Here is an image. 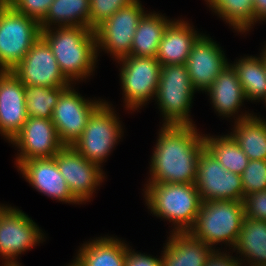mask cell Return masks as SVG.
Masks as SVG:
<instances>
[{
    "mask_svg": "<svg viewBox=\"0 0 266 266\" xmlns=\"http://www.w3.org/2000/svg\"><path fill=\"white\" fill-rule=\"evenodd\" d=\"M155 146L149 182L195 183L205 144L194 125H163Z\"/></svg>",
    "mask_w": 266,
    "mask_h": 266,
    "instance_id": "obj_1",
    "label": "cell"
},
{
    "mask_svg": "<svg viewBox=\"0 0 266 266\" xmlns=\"http://www.w3.org/2000/svg\"><path fill=\"white\" fill-rule=\"evenodd\" d=\"M41 36L51 47L61 72L69 82L73 79L83 80L93 72L97 60L94 30L65 26L53 32L47 28L41 29Z\"/></svg>",
    "mask_w": 266,
    "mask_h": 266,
    "instance_id": "obj_2",
    "label": "cell"
},
{
    "mask_svg": "<svg viewBox=\"0 0 266 266\" xmlns=\"http://www.w3.org/2000/svg\"><path fill=\"white\" fill-rule=\"evenodd\" d=\"M146 186L148 208L156 216L177 224L174 232H188L194 226L202 203L195 183L148 182Z\"/></svg>",
    "mask_w": 266,
    "mask_h": 266,
    "instance_id": "obj_3",
    "label": "cell"
},
{
    "mask_svg": "<svg viewBox=\"0 0 266 266\" xmlns=\"http://www.w3.org/2000/svg\"><path fill=\"white\" fill-rule=\"evenodd\" d=\"M244 218L243 201H203L195 224L188 232L210 247L220 242L234 247Z\"/></svg>",
    "mask_w": 266,
    "mask_h": 266,
    "instance_id": "obj_4",
    "label": "cell"
},
{
    "mask_svg": "<svg viewBox=\"0 0 266 266\" xmlns=\"http://www.w3.org/2000/svg\"><path fill=\"white\" fill-rule=\"evenodd\" d=\"M40 37L37 20L4 2L0 6V71L12 70Z\"/></svg>",
    "mask_w": 266,
    "mask_h": 266,
    "instance_id": "obj_5",
    "label": "cell"
},
{
    "mask_svg": "<svg viewBox=\"0 0 266 266\" xmlns=\"http://www.w3.org/2000/svg\"><path fill=\"white\" fill-rule=\"evenodd\" d=\"M194 92L186 64L161 66L155 96L164 115L163 125H194L188 114Z\"/></svg>",
    "mask_w": 266,
    "mask_h": 266,
    "instance_id": "obj_6",
    "label": "cell"
},
{
    "mask_svg": "<svg viewBox=\"0 0 266 266\" xmlns=\"http://www.w3.org/2000/svg\"><path fill=\"white\" fill-rule=\"evenodd\" d=\"M119 122L111 106L104 102L91 115L82 135L72 147L87 161L100 166L121 138Z\"/></svg>",
    "mask_w": 266,
    "mask_h": 266,
    "instance_id": "obj_7",
    "label": "cell"
},
{
    "mask_svg": "<svg viewBox=\"0 0 266 266\" xmlns=\"http://www.w3.org/2000/svg\"><path fill=\"white\" fill-rule=\"evenodd\" d=\"M120 72L127 108L136 109L156 95L161 64L155 57L126 56Z\"/></svg>",
    "mask_w": 266,
    "mask_h": 266,
    "instance_id": "obj_8",
    "label": "cell"
},
{
    "mask_svg": "<svg viewBox=\"0 0 266 266\" xmlns=\"http://www.w3.org/2000/svg\"><path fill=\"white\" fill-rule=\"evenodd\" d=\"M201 201H244L241 175L226 170L205 148L198 160L195 181Z\"/></svg>",
    "mask_w": 266,
    "mask_h": 266,
    "instance_id": "obj_9",
    "label": "cell"
},
{
    "mask_svg": "<svg viewBox=\"0 0 266 266\" xmlns=\"http://www.w3.org/2000/svg\"><path fill=\"white\" fill-rule=\"evenodd\" d=\"M144 14L139 0L116 11L94 30L97 51L103 47L117 60L129 56L136 28Z\"/></svg>",
    "mask_w": 266,
    "mask_h": 266,
    "instance_id": "obj_10",
    "label": "cell"
},
{
    "mask_svg": "<svg viewBox=\"0 0 266 266\" xmlns=\"http://www.w3.org/2000/svg\"><path fill=\"white\" fill-rule=\"evenodd\" d=\"M103 103L85 100L70 86L61 92L51 120L64 146H72L80 138L89 118Z\"/></svg>",
    "mask_w": 266,
    "mask_h": 266,
    "instance_id": "obj_11",
    "label": "cell"
},
{
    "mask_svg": "<svg viewBox=\"0 0 266 266\" xmlns=\"http://www.w3.org/2000/svg\"><path fill=\"white\" fill-rule=\"evenodd\" d=\"M25 86L68 87L52 49L41 36L24 58L10 70Z\"/></svg>",
    "mask_w": 266,
    "mask_h": 266,
    "instance_id": "obj_12",
    "label": "cell"
},
{
    "mask_svg": "<svg viewBox=\"0 0 266 266\" xmlns=\"http://www.w3.org/2000/svg\"><path fill=\"white\" fill-rule=\"evenodd\" d=\"M43 236L21 210L0 205V254L7 260L5 263H18V255L41 242Z\"/></svg>",
    "mask_w": 266,
    "mask_h": 266,
    "instance_id": "obj_13",
    "label": "cell"
},
{
    "mask_svg": "<svg viewBox=\"0 0 266 266\" xmlns=\"http://www.w3.org/2000/svg\"><path fill=\"white\" fill-rule=\"evenodd\" d=\"M21 150L17 167L32 159L53 158L63 147L51 119L28 117L11 141Z\"/></svg>",
    "mask_w": 266,
    "mask_h": 266,
    "instance_id": "obj_14",
    "label": "cell"
},
{
    "mask_svg": "<svg viewBox=\"0 0 266 266\" xmlns=\"http://www.w3.org/2000/svg\"><path fill=\"white\" fill-rule=\"evenodd\" d=\"M54 158L72 195L80 203L90 199L104 178L101 166L87 161L72 146H64Z\"/></svg>",
    "mask_w": 266,
    "mask_h": 266,
    "instance_id": "obj_15",
    "label": "cell"
},
{
    "mask_svg": "<svg viewBox=\"0 0 266 266\" xmlns=\"http://www.w3.org/2000/svg\"><path fill=\"white\" fill-rule=\"evenodd\" d=\"M25 102V85L11 71H0V133L9 142L28 118Z\"/></svg>",
    "mask_w": 266,
    "mask_h": 266,
    "instance_id": "obj_16",
    "label": "cell"
},
{
    "mask_svg": "<svg viewBox=\"0 0 266 266\" xmlns=\"http://www.w3.org/2000/svg\"><path fill=\"white\" fill-rule=\"evenodd\" d=\"M222 52L220 47L206 35H201L193 44L185 64L195 90L206 92L228 65Z\"/></svg>",
    "mask_w": 266,
    "mask_h": 266,
    "instance_id": "obj_17",
    "label": "cell"
},
{
    "mask_svg": "<svg viewBox=\"0 0 266 266\" xmlns=\"http://www.w3.org/2000/svg\"><path fill=\"white\" fill-rule=\"evenodd\" d=\"M18 169L29 184L44 195L65 203H79L70 192L54 157L27 160Z\"/></svg>",
    "mask_w": 266,
    "mask_h": 266,
    "instance_id": "obj_18",
    "label": "cell"
},
{
    "mask_svg": "<svg viewBox=\"0 0 266 266\" xmlns=\"http://www.w3.org/2000/svg\"><path fill=\"white\" fill-rule=\"evenodd\" d=\"M201 34L185 21H171L158 46L157 61L163 65L185 64L193 44Z\"/></svg>",
    "mask_w": 266,
    "mask_h": 266,
    "instance_id": "obj_19",
    "label": "cell"
},
{
    "mask_svg": "<svg viewBox=\"0 0 266 266\" xmlns=\"http://www.w3.org/2000/svg\"><path fill=\"white\" fill-rule=\"evenodd\" d=\"M163 251V266H205L212 247L189 232H172Z\"/></svg>",
    "mask_w": 266,
    "mask_h": 266,
    "instance_id": "obj_20",
    "label": "cell"
},
{
    "mask_svg": "<svg viewBox=\"0 0 266 266\" xmlns=\"http://www.w3.org/2000/svg\"><path fill=\"white\" fill-rule=\"evenodd\" d=\"M210 94L213 107L224 117H230L246 100L243 87L232 65L228 64L206 90Z\"/></svg>",
    "mask_w": 266,
    "mask_h": 266,
    "instance_id": "obj_21",
    "label": "cell"
},
{
    "mask_svg": "<svg viewBox=\"0 0 266 266\" xmlns=\"http://www.w3.org/2000/svg\"><path fill=\"white\" fill-rule=\"evenodd\" d=\"M240 116L230 135L249 160H266V121L249 113Z\"/></svg>",
    "mask_w": 266,
    "mask_h": 266,
    "instance_id": "obj_22",
    "label": "cell"
},
{
    "mask_svg": "<svg viewBox=\"0 0 266 266\" xmlns=\"http://www.w3.org/2000/svg\"><path fill=\"white\" fill-rule=\"evenodd\" d=\"M114 237L83 244L76 260L81 266H125L127 245Z\"/></svg>",
    "mask_w": 266,
    "mask_h": 266,
    "instance_id": "obj_23",
    "label": "cell"
},
{
    "mask_svg": "<svg viewBox=\"0 0 266 266\" xmlns=\"http://www.w3.org/2000/svg\"><path fill=\"white\" fill-rule=\"evenodd\" d=\"M171 21L156 13L144 14L136 28L130 55L157 57L163 33Z\"/></svg>",
    "mask_w": 266,
    "mask_h": 266,
    "instance_id": "obj_24",
    "label": "cell"
},
{
    "mask_svg": "<svg viewBox=\"0 0 266 266\" xmlns=\"http://www.w3.org/2000/svg\"><path fill=\"white\" fill-rule=\"evenodd\" d=\"M52 23H58L59 27L90 28V0H54L40 22V27L51 28Z\"/></svg>",
    "mask_w": 266,
    "mask_h": 266,
    "instance_id": "obj_25",
    "label": "cell"
},
{
    "mask_svg": "<svg viewBox=\"0 0 266 266\" xmlns=\"http://www.w3.org/2000/svg\"><path fill=\"white\" fill-rule=\"evenodd\" d=\"M234 248L251 266H266V221L245 217Z\"/></svg>",
    "mask_w": 266,
    "mask_h": 266,
    "instance_id": "obj_26",
    "label": "cell"
},
{
    "mask_svg": "<svg viewBox=\"0 0 266 266\" xmlns=\"http://www.w3.org/2000/svg\"><path fill=\"white\" fill-rule=\"evenodd\" d=\"M232 67L238 75L246 100L266 99V63L263 54L261 58L250 56L239 59Z\"/></svg>",
    "mask_w": 266,
    "mask_h": 266,
    "instance_id": "obj_27",
    "label": "cell"
},
{
    "mask_svg": "<svg viewBox=\"0 0 266 266\" xmlns=\"http://www.w3.org/2000/svg\"><path fill=\"white\" fill-rule=\"evenodd\" d=\"M204 144L226 170L241 175L247 167L249 159L231 135L204 136Z\"/></svg>",
    "mask_w": 266,
    "mask_h": 266,
    "instance_id": "obj_28",
    "label": "cell"
},
{
    "mask_svg": "<svg viewBox=\"0 0 266 266\" xmlns=\"http://www.w3.org/2000/svg\"><path fill=\"white\" fill-rule=\"evenodd\" d=\"M220 17L237 31L245 32L255 22L253 0H207Z\"/></svg>",
    "mask_w": 266,
    "mask_h": 266,
    "instance_id": "obj_29",
    "label": "cell"
},
{
    "mask_svg": "<svg viewBox=\"0 0 266 266\" xmlns=\"http://www.w3.org/2000/svg\"><path fill=\"white\" fill-rule=\"evenodd\" d=\"M65 88L25 86L27 116L52 119L54 107Z\"/></svg>",
    "mask_w": 266,
    "mask_h": 266,
    "instance_id": "obj_30",
    "label": "cell"
},
{
    "mask_svg": "<svg viewBox=\"0 0 266 266\" xmlns=\"http://www.w3.org/2000/svg\"><path fill=\"white\" fill-rule=\"evenodd\" d=\"M241 179L244 198L250 193L266 190V160H249Z\"/></svg>",
    "mask_w": 266,
    "mask_h": 266,
    "instance_id": "obj_31",
    "label": "cell"
},
{
    "mask_svg": "<svg viewBox=\"0 0 266 266\" xmlns=\"http://www.w3.org/2000/svg\"><path fill=\"white\" fill-rule=\"evenodd\" d=\"M135 0H90V29L95 30L116 11Z\"/></svg>",
    "mask_w": 266,
    "mask_h": 266,
    "instance_id": "obj_32",
    "label": "cell"
},
{
    "mask_svg": "<svg viewBox=\"0 0 266 266\" xmlns=\"http://www.w3.org/2000/svg\"><path fill=\"white\" fill-rule=\"evenodd\" d=\"M53 1L54 0H5V2L17 12L35 19L39 23L46 16Z\"/></svg>",
    "mask_w": 266,
    "mask_h": 266,
    "instance_id": "obj_33",
    "label": "cell"
},
{
    "mask_svg": "<svg viewBox=\"0 0 266 266\" xmlns=\"http://www.w3.org/2000/svg\"><path fill=\"white\" fill-rule=\"evenodd\" d=\"M243 203L246 218L266 221V190L246 195Z\"/></svg>",
    "mask_w": 266,
    "mask_h": 266,
    "instance_id": "obj_34",
    "label": "cell"
},
{
    "mask_svg": "<svg viewBox=\"0 0 266 266\" xmlns=\"http://www.w3.org/2000/svg\"><path fill=\"white\" fill-rule=\"evenodd\" d=\"M125 266H163L162 258L136 253L127 247Z\"/></svg>",
    "mask_w": 266,
    "mask_h": 266,
    "instance_id": "obj_35",
    "label": "cell"
},
{
    "mask_svg": "<svg viewBox=\"0 0 266 266\" xmlns=\"http://www.w3.org/2000/svg\"><path fill=\"white\" fill-rule=\"evenodd\" d=\"M214 251L210 255L205 266H241L242 263L238 259H234L232 256H228L226 253Z\"/></svg>",
    "mask_w": 266,
    "mask_h": 266,
    "instance_id": "obj_36",
    "label": "cell"
},
{
    "mask_svg": "<svg viewBox=\"0 0 266 266\" xmlns=\"http://www.w3.org/2000/svg\"><path fill=\"white\" fill-rule=\"evenodd\" d=\"M255 22L266 20V0H253Z\"/></svg>",
    "mask_w": 266,
    "mask_h": 266,
    "instance_id": "obj_37",
    "label": "cell"
},
{
    "mask_svg": "<svg viewBox=\"0 0 266 266\" xmlns=\"http://www.w3.org/2000/svg\"><path fill=\"white\" fill-rule=\"evenodd\" d=\"M5 265L4 266H20L19 263H4Z\"/></svg>",
    "mask_w": 266,
    "mask_h": 266,
    "instance_id": "obj_38",
    "label": "cell"
},
{
    "mask_svg": "<svg viewBox=\"0 0 266 266\" xmlns=\"http://www.w3.org/2000/svg\"><path fill=\"white\" fill-rule=\"evenodd\" d=\"M69 266H81L77 260L73 261V263Z\"/></svg>",
    "mask_w": 266,
    "mask_h": 266,
    "instance_id": "obj_39",
    "label": "cell"
},
{
    "mask_svg": "<svg viewBox=\"0 0 266 266\" xmlns=\"http://www.w3.org/2000/svg\"><path fill=\"white\" fill-rule=\"evenodd\" d=\"M265 51H263V53H261V54H263V56H264V58H265V63H266V46H265V49H264Z\"/></svg>",
    "mask_w": 266,
    "mask_h": 266,
    "instance_id": "obj_40",
    "label": "cell"
},
{
    "mask_svg": "<svg viewBox=\"0 0 266 266\" xmlns=\"http://www.w3.org/2000/svg\"><path fill=\"white\" fill-rule=\"evenodd\" d=\"M5 2V0H0V6Z\"/></svg>",
    "mask_w": 266,
    "mask_h": 266,
    "instance_id": "obj_41",
    "label": "cell"
}]
</instances>
